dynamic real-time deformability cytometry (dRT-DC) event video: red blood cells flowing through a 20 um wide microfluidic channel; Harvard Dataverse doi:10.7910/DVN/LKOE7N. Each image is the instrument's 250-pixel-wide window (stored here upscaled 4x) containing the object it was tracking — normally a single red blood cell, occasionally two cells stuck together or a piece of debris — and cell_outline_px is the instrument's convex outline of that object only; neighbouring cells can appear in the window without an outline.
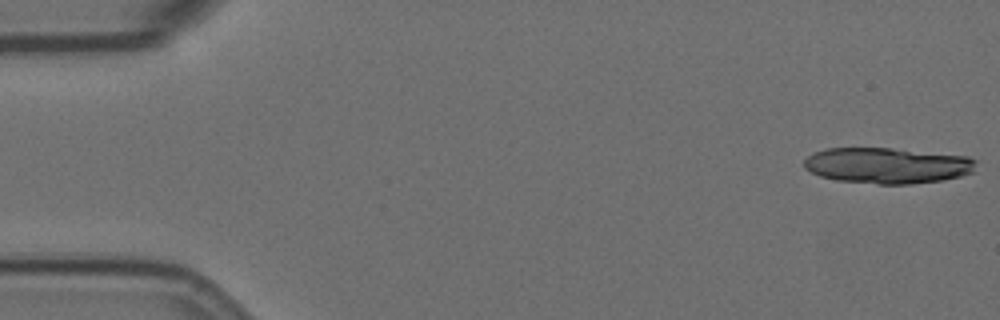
{"species": "Egyptian fruit bat (a non-hibernating species)", "species_latin": "Rousettus aegyptiacus", "temperature_condition": "room temperature", "stored_images_in_passage": 16, "camera_frame_rate_fps": 3000, "um_per_image_px": 0.085, "animal": {"sex": "female"}, "frame": {"image": 1, "passage_image": 1, "time_ms": 0.0, "image_size_px": [1000, 320], "cell_outline_px": [[976, 160], [972, 172], [960, 176], [944, 180], [912, 184], [876, 184], [836, 180], [820, 176], [804, 168], [804, 160], [812, 152], [828, 148], [888, 148], [968, 156]], "centroid_in_image_um": [75.39, 14.07], "position_along_channel_um": 9.6, "area_um2": 35.95}}